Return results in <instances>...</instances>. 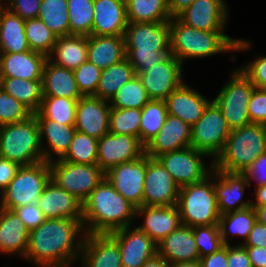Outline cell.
<instances>
[{
  "label": "cell",
  "instance_id": "cell-1",
  "mask_svg": "<svg viewBox=\"0 0 266 267\" xmlns=\"http://www.w3.org/2000/svg\"><path fill=\"white\" fill-rule=\"evenodd\" d=\"M85 235L82 219H46L30 230L25 258L37 267H71L79 260Z\"/></svg>",
  "mask_w": 266,
  "mask_h": 267
},
{
  "label": "cell",
  "instance_id": "cell-2",
  "mask_svg": "<svg viewBox=\"0 0 266 267\" xmlns=\"http://www.w3.org/2000/svg\"><path fill=\"white\" fill-rule=\"evenodd\" d=\"M136 207L126 200L106 177L83 202V226L86 234H109L134 225Z\"/></svg>",
  "mask_w": 266,
  "mask_h": 267
},
{
  "label": "cell",
  "instance_id": "cell-3",
  "mask_svg": "<svg viewBox=\"0 0 266 267\" xmlns=\"http://www.w3.org/2000/svg\"><path fill=\"white\" fill-rule=\"evenodd\" d=\"M225 31H204L185 25L177 17L170 20V50L182 64L184 60L206 58L223 52L247 51L251 43L224 34Z\"/></svg>",
  "mask_w": 266,
  "mask_h": 267
},
{
  "label": "cell",
  "instance_id": "cell-4",
  "mask_svg": "<svg viewBox=\"0 0 266 267\" xmlns=\"http://www.w3.org/2000/svg\"><path fill=\"white\" fill-rule=\"evenodd\" d=\"M126 58L136 75L163 62L170 54V21L128 22L125 31Z\"/></svg>",
  "mask_w": 266,
  "mask_h": 267
},
{
  "label": "cell",
  "instance_id": "cell-5",
  "mask_svg": "<svg viewBox=\"0 0 266 267\" xmlns=\"http://www.w3.org/2000/svg\"><path fill=\"white\" fill-rule=\"evenodd\" d=\"M266 152V125L250 124L232 130L213 168L231 173H243L257 157Z\"/></svg>",
  "mask_w": 266,
  "mask_h": 267
},
{
  "label": "cell",
  "instance_id": "cell-6",
  "mask_svg": "<svg viewBox=\"0 0 266 267\" xmlns=\"http://www.w3.org/2000/svg\"><path fill=\"white\" fill-rule=\"evenodd\" d=\"M0 156L20 166L44 161L39 124L34 114L25 121L0 127Z\"/></svg>",
  "mask_w": 266,
  "mask_h": 267
},
{
  "label": "cell",
  "instance_id": "cell-7",
  "mask_svg": "<svg viewBox=\"0 0 266 267\" xmlns=\"http://www.w3.org/2000/svg\"><path fill=\"white\" fill-rule=\"evenodd\" d=\"M176 206L181 224L190 227L218 224L221 215L213 185V171L200 182L180 187Z\"/></svg>",
  "mask_w": 266,
  "mask_h": 267
},
{
  "label": "cell",
  "instance_id": "cell-8",
  "mask_svg": "<svg viewBox=\"0 0 266 267\" xmlns=\"http://www.w3.org/2000/svg\"><path fill=\"white\" fill-rule=\"evenodd\" d=\"M50 180L49 162L21 166L7 188L0 194V207L13 210L23 205L37 203Z\"/></svg>",
  "mask_w": 266,
  "mask_h": 267
},
{
  "label": "cell",
  "instance_id": "cell-9",
  "mask_svg": "<svg viewBox=\"0 0 266 267\" xmlns=\"http://www.w3.org/2000/svg\"><path fill=\"white\" fill-rule=\"evenodd\" d=\"M254 87L251 80L237 68L213 99L231 131L251 124L248 104Z\"/></svg>",
  "mask_w": 266,
  "mask_h": 267
},
{
  "label": "cell",
  "instance_id": "cell-10",
  "mask_svg": "<svg viewBox=\"0 0 266 267\" xmlns=\"http://www.w3.org/2000/svg\"><path fill=\"white\" fill-rule=\"evenodd\" d=\"M49 165L51 181L82 203L105 177L97 164H75L59 159Z\"/></svg>",
  "mask_w": 266,
  "mask_h": 267
},
{
  "label": "cell",
  "instance_id": "cell-11",
  "mask_svg": "<svg viewBox=\"0 0 266 267\" xmlns=\"http://www.w3.org/2000/svg\"><path fill=\"white\" fill-rule=\"evenodd\" d=\"M230 132L221 109L212 100L202 117L191 127V147L214 161L223 150Z\"/></svg>",
  "mask_w": 266,
  "mask_h": 267
},
{
  "label": "cell",
  "instance_id": "cell-12",
  "mask_svg": "<svg viewBox=\"0 0 266 267\" xmlns=\"http://www.w3.org/2000/svg\"><path fill=\"white\" fill-rule=\"evenodd\" d=\"M207 154L190 147L164 153L157 157L171 174L179 187L197 183L209 176L213 170V160L209 168L204 162ZM209 169V170H208Z\"/></svg>",
  "mask_w": 266,
  "mask_h": 267
},
{
  "label": "cell",
  "instance_id": "cell-13",
  "mask_svg": "<svg viewBox=\"0 0 266 267\" xmlns=\"http://www.w3.org/2000/svg\"><path fill=\"white\" fill-rule=\"evenodd\" d=\"M143 206H173L177 204L179 185L157 158L146 155Z\"/></svg>",
  "mask_w": 266,
  "mask_h": 267
},
{
  "label": "cell",
  "instance_id": "cell-14",
  "mask_svg": "<svg viewBox=\"0 0 266 267\" xmlns=\"http://www.w3.org/2000/svg\"><path fill=\"white\" fill-rule=\"evenodd\" d=\"M145 154V146L136 136L107 133L98 139L97 165L107 173L123 162L141 158Z\"/></svg>",
  "mask_w": 266,
  "mask_h": 267
},
{
  "label": "cell",
  "instance_id": "cell-15",
  "mask_svg": "<svg viewBox=\"0 0 266 267\" xmlns=\"http://www.w3.org/2000/svg\"><path fill=\"white\" fill-rule=\"evenodd\" d=\"M146 154L136 160L123 162L105 173V177L126 200L136 208L143 206Z\"/></svg>",
  "mask_w": 266,
  "mask_h": 267
},
{
  "label": "cell",
  "instance_id": "cell-16",
  "mask_svg": "<svg viewBox=\"0 0 266 267\" xmlns=\"http://www.w3.org/2000/svg\"><path fill=\"white\" fill-rule=\"evenodd\" d=\"M183 64L172 54L163 62L138 74L150 99L165 100L183 81Z\"/></svg>",
  "mask_w": 266,
  "mask_h": 267
},
{
  "label": "cell",
  "instance_id": "cell-17",
  "mask_svg": "<svg viewBox=\"0 0 266 267\" xmlns=\"http://www.w3.org/2000/svg\"><path fill=\"white\" fill-rule=\"evenodd\" d=\"M109 235L119 246L122 267H141L157 255V243L137 226L130 225Z\"/></svg>",
  "mask_w": 266,
  "mask_h": 267
},
{
  "label": "cell",
  "instance_id": "cell-18",
  "mask_svg": "<svg viewBox=\"0 0 266 267\" xmlns=\"http://www.w3.org/2000/svg\"><path fill=\"white\" fill-rule=\"evenodd\" d=\"M229 16L225 0H195L177 18L198 30L225 31Z\"/></svg>",
  "mask_w": 266,
  "mask_h": 267
},
{
  "label": "cell",
  "instance_id": "cell-19",
  "mask_svg": "<svg viewBox=\"0 0 266 267\" xmlns=\"http://www.w3.org/2000/svg\"><path fill=\"white\" fill-rule=\"evenodd\" d=\"M212 171L220 215L251 206V200L249 202L242 200L245 188L250 186L247 177L243 173L225 172L215 168Z\"/></svg>",
  "mask_w": 266,
  "mask_h": 267
},
{
  "label": "cell",
  "instance_id": "cell-20",
  "mask_svg": "<svg viewBox=\"0 0 266 267\" xmlns=\"http://www.w3.org/2000/svg\"><path fill=\"white\" fill-rule=\"evenodd\" d=\"M109 101L95 96H82L77 102L75 129L100 139L109 133Z\"/></svg>",
  "mask_w": 266,
  "mask_h": 267
},
{
  "label": "cell",
  "instance_id": "cell-21",
  "mask_svg": "<svg viewBox=\"0 0 266 267\" xmlns=\"http://www.w3.org/2000/svg\"><path fill=\"white\" fill-rule=\"evenodd\" d=\"M191 146V126L178 117L167 115L160 131L145 146L150 158Z\"/></svg>",
  "mask_w": 266,
  "mask_h": 267
},
{
  "label": "cell",
  "instance_id": "cell-22",
  "mask_svg": "<svg viewBox=\"0 0 266 267\" xmlns=\"http://www.w3.org/2000/svg\"><path fill=\"white\" fill-rule=\"evenodd\" d=\"M79 260L82 267H122L119 246L109 234H86Z\"/></svg>",
  "mask_w": 266,
  "mask_h": 267
},
{
  "label": "cell",
  "instance_id": "cell-23",
  "mask_svg": "<svg viewBox=\"0 0 266 267\" xmlns=\"http://www.w3.org/2000/svg\"><path fill=\"white\" fill-rule=\"evenodd\" d=\"M37 204L46 219L83 218V203L51 180L44 188Z\"/></svg>",
  "mask_w": 266,
  "mask_h": 267
},
{
  "label": "cell",
  "instance_id": "cell-24",
  "mask_svg": "<svg viewBox=\"0 0 266 267\" xmlns=\"http://www.w3.org/2000/svg\"><path fill=\"white\" fill-rule=\"evenodd\" d=\"M144 217V222L137 226L157 244L181 225L179 210L173 206H140L136 215Z\"/></svg>",
  "mask_w": 266,
  "mask_h": 267
},
{
  "label": "cell",
  "instance_id": "cell-25",
  "mask_svg": "<svg viewBox=\"0 0 266 267\" xmlns=\"http://www.w3.org/2000/svg\"><path fill=\"white\" fill-rule=\"evenodd\" d=\"M211 101L185 82L165 99L168 114L180 118L191 127L202 117Z\"/></svg>",
  "mask_w": 266,
  "mask_h": 267
},
{
  "label": "cell",
  "instance_id": "cell-26",
  "mask_svg": "<svg viewBox=\"0 0 266 267\" xmlns=\"http://www.w3.org/2000/svg\"><path fill=\"white\" fill-rule=\"evenodd\" d=\"M127 23L125 0H94L92 35L124 36Z\"/></svg>",
  "mask_w": 266,
  "mask_h": 267
},
{
  "label": "cell",
  "instance_id": "cell-27",
  "mask_svg": "<svg viewBox=\"0 0 266 267\" xmlns=\"http://www.w3.org/2000/svg\"><path fill=\"white\" fill-rule=\"evenodd\" d=\"M157 255L170 264L199 260V252L192 227L181 224L157 244Z\"/></svg>",
  "mask_w": 266,
  "mask_h": 267
},
{
  "label": "cell",
  "instance_id": "cell-28",
  "mask_svg": "<svg viewBox=\"0 0 266 267\" xmlns=\"http://www.w3.org/2000/svg\"><path fill=\"white\" fill-rule=\"evenodd\" d=\"M37 121L44 161L51 162L62 159L70 148L76 131L75 124H61L47 118H37ZM43 139L44 141L46 139L47 147L46 145L43 147Z\"/></svg>",
  "mask_w": 266,
  "mask_h": 267
},
{
  "label": "cell",
  "instance_id": "cell-29",
  "mask_svg": "<svg viewBox=\"0 0 266 267\" xmlns=\"http://www.w3.org/2000/svg\"><path fill=\"white\" fill-rule=\"evenodd\" d=\"M47 57L31 50L21 53H0L1 77L42 80Z\"/></svg>",
  "mask_w": 266,
  "mask_h": 267
},
{
  "label": "cell",
  "instance_id": "cell-30",
  "mask_svg": "<svg viewBox=\"0 0 266 267\" xmlns=\"http://www.w3.org/2000/svg\"><path fill=\"white\" fill-rule=\"evenodd\" d=\"M29 229L13 210L0 207V253L25 258Z\"/></svg>",
  "mask_w": 266,
  "mask_h": 267
},
{
  "label": "cell",
  "instance_id": "cell-31",
  "mask_svg": "<svg viewBox=\"0 0 266 267\" xmlns=\"http://www.w3.org/2000/svg\"><path fill=\"white\" fill-rule=\"evenodd\" d=\"M87 60L101 70L126 58L124 36H87Z\"/></svg>",
  "mask_w": 266,
  "mask_h": 267
},
{
  "label": "cell",
  "instance_id": "cell-32",
  "mask_svg": "<svg viewBox=\"0 0 266 267\" xmlns=\"http://www.w3.org/2000/svg\"><path fill=\"white\" fill-rule=\"evenodd\" d=\"M43 96L79 100L82 95L77 88L73 70L57 66L46 60L42 75Z\"/></svg>",
  "mask_w": 266,
  "mask_h": 267
},
{
  "label": "cell",
  "instance_id": "cell-33",
  "mask_svg": "<svg viewBox=\"0 0 266 267\" xmlns=\"http://www.w3.org/2000/svg\"><path fill=\"white\" fill-rule=\"evenodd\" d=\"M87 54V36L67 35L57 37L47 59L57 66L75 70L87 61Z\"/></svg>",
  "mask_w": 266,
  "mask_h": 267
},
{
  "label": "cell",
  "instance_id": "cell-34",
  "mask_svg": "<svg viewBox=\"0 0 266 267\" xmlns=\"http://www.w3.org/2000/svg\"><path fill=\"white\" fill-rule=\"evenodd\" d=\"M25 21L0 5V53L31 50L25 35Z\"/></svg>",
  "mask_w": 266,
  "mask_h": 267
},
{
  "label": "cell",
  "instance_id": "cell-35",
  "mask_svg": "<svg viewBox=\"0 0 266 267\" xmlns=\"http://www.w3.org/2000/svg\"><path fill=\"white\" fill-rule=\"evenodd\" d=\"M1 88L33 113L39 110L43 98L42 80L1 77Z\"/></svg>",
  "mask_w": 266,
  "mask_h": 267
},
{
  "label": "cell",
  "instance_id": "cell-36",
  "mask_svg": "<svg viewBox=\"0 0 266 267\" xmlns=\"http://www.w3.org/2000/svg\"><path fill=\"white\" fill-rule=\"evenodd\" d=\"M256 221V213L252 206L221 215L218 226L224 245H229L228 241L232 239L229 237L230 234L242 237L245 243Z\"/></svg>",
  "mask_w": 266,
  "mask_h": 267
},
{
  "label": "cell",
  "instance_id": "cell-37",
  "mask_svg": "<svg viewBox=\"0 0 266 267\" xmlns=\"http://www.w3.org/2000/svg\"><path fill=\"white\" fill-rule=\"evenodd\" d=\"M136 76L127 58L103 69L95 97L110 101L122 85Z\"/></svg>",
  "mask_w": 266,
  "mask_h": 267
},
{
  "label": "cell",
  "instance_id": "cell-38",
  "mask_svg": "<svg viewBox=\"0 0 266 267\" xmlns=\"http://www.w3.org/2000/svg\"><path fill=\"white\" fill-rule=\"evenodd\" d=\"M128 22L155 23L170 21L166 0H125Z\"/></svg>",
  "mask_w": 266,
  "mask_h": 267
},
{
  "label": "cell",
  "instance_id": "cell-39",
  "mask_svg": "<svg viewBox=\"0 0 266 267\" xmlns=\"http://www.w3.org/2000/svg\"><path fill=\"white\" fill-rule=\"evenodd\" d=\"M78 100L43 96L41 106L34 112L36 118H47L61 124H75Z\"/></svg>",
  "mask_w": 266,
  "mask_h": 267
},
{
  "label": "cell",
  "instance_id": "cell-40",
  "mask_svg": "<svg viewBox=\"0 0 266 267\" xmlns=\"http://www.w3.org/2000/svg\"><path fill=\"white\" fill-rule=\"evenodd\" d=\"M37 18L57 37L70 35L67 0H42Z\"/></svg>",
  "mask_w": 266,
  "mask_h": 267
},
{
  "label": "cell",
  "instance_id": "cell-41",
  "mask_svg": "<svg viewBox=\"0 0 266 267\" xmlns=\"http://www.w3.org/2000/svg\"><path fill=\"white\" fill-rule=\"evenodd\" d=\"M168 115L165 100L151 99L141 109L140 142L146 146L160 131Z\"/></svg>",
  "mask_w": 266,
  "mask_h": 267
},
{
  "label": "cell",
  "instance_id": "cell-42",
  "mask_svg": "<svg viewBox=\"0 0 266 267\" xmlns=\"http://www.w3.org/2000/svg\"><path fill=\"white\" fill-rule=\"evenodd\" d=\"M70 35H92L94 0H67Z\"/></svg>",
  "mask_w": 266,
  "mask_h": 267
},
{
  "label": "cell",
  "instance_id": "cell-43",
  "mask_svg": "<svg viewBox=\"0 0 266 267\" xmlns=\"http://www.w3.org/2000/svg\"><path fill=\"white\" fill-rule=\"evenodd\" d=\"M150 100L151 99L149 98L140 78L136 75L130 81L121 86V88L109 101V104L114 108L142 109V107Z\"/></svg>",
  "mask_w": 266,
  "mask_h": 267
},
{
  "label": "cell",
  "instance_id": "cell-44",
  "mask_svg": "<svg viewBox=\"0 0 266 267\" xmlns=\"http://www.w3.org/2000/svg\"><path fill=\"white\" fill-rule=\"evenodd\" d=\"M24 29L31 51L48 57L57 41V35L38 18L26 20Z\"/></svg>",
  "mask_w": 266,
  "mask_h": 267
},
{
  "label": "cell",
  "instance_id": "cell-45",
  "mask_svg": "<svg viewBox=\"0 0 266 267\" xmlns=\"http://www.w3.org/2000/svg\"><path fill=\"white\" fill-rule=\"evenodd\" d=\"M98 139L75 131L70 148L62 158L75 164H97Z\"/></svg>",
  "mask_w": 266,
  "mask_h": 267
},
{
  "label": "cell",
  "instance_id": "cell-46",
  "mask_svg": "<svg viewBox=\"0 0 266 267\" xmlns=\"http://www.w3.org/2000/svg\"><path fill=\"white\" fill-rule=\"evenodd\" d=\"M141 109L110 108L109 133L136 136L140 140Z\"/></svg>",
  "mask_w": 266,
  "mask_h": 267
},
{
  "label": "cell",
  "instance_id": "cell-47",
  "mask_svg": "<svg viewBox=\"0 0 266 267\" xmlns=\"http://www.w3.org/2000/svg\"><path fill=\"white\" fill-rule=\"evenodd\" d=\"M199 257L210 255L224 246L218 224L192 227Z\"/></svg>",
  "mask_w": 266,
  "mask_h": 267
},
{
  "label": "cell",
  "instance_id": "cell-48",
  "mask_svg": "<svg viewBox=\"0 0 266 267\" xmlns=\"http://www.w3.org/2000/svg\"><path fill=\"white\" fill-rule=\"evenodd\" d=\"M33 112L0 88V126L27 120Z\"/></svg>",
  "mask_w": 266,
  "mask_h": 267
},
{
  "label": "cell",
  "instance_id": "cell-49",
  "mask_svg": "<svg viewBox=\"0 0 266 267\" xmlns=\"http://www.w3.org/2000/svg\"><path fill=\"white\" fill-rule=\"evenodd\" d=\"M73 73L81 95L94 96L97 91L102 70L87 60L77 69L73 70Z\"/></svg>",
  "mask_w": 266,
  "mask_h": 267
},
{
  "label": "cell",
  "instance_id": "cell-50",
  "mask_svg": "<svg viewBox=\"0 0 266 267\" xmlns=\"http://www.w3.org/2000/svg\"><path fill=\"white\" fill-rule=\"evenodd\" d=\"M251 124L266 125V88L254 87L248 104Z\"/></svg>",
  "mask_w": 266,
  "mask_h": 267
},
{
  "label": "cell",
  "instance_id": "cell-51",
  "mask_svg": "<svg viewBox=\"0 0 266 267\" xmlns=\"http://www.w3.org/2000/svg\"><path fill=\"white\" fill-rule=\"evenodd\" d=\"M239 68L256 88H266V56L259 54L255 60Z\"/></svg>",
  "mask_w": 266,
  "mask_h": 267
},
{
  "label": "cell",
  "instance_id": "cell-52",
  "mask_svg": "<svg viewBox=\"0 0 266 267\" xmlns=\"http://www.w3.org/2000/svg\"><path fill=\"white\" fill-rule=\"evenodd\" d=\"M6 3L5 8L26 21L38 17L42 0H8Z\"/></svg>",
  "mask_w": 266,
  "mask_h": 267
},
{
  "label": "cell",
  "instance_id": "cell-53",
  "mask_svg": "<svg viewBox=\"0 0 266 267\" xmlns=\"http://www.w3.org/2000/svg\"><path fill=\"white\" fill-rule=\"evenodd\" d=\"M17 216L30 230L40 226L45 220V216L37 203H30L13 209Z\"/></svg>",
  "mask_w": 266,
  "mask_h": 267
},
{
  "label": "cell",
  "instance_id": "cell-54",
  "mask_svg": "<svg viewBox=\"0 0 266 267\" xmlns=\"http://www.w3.org/2000/svg\"><path fill=\"white\" fill-rule=\"evenodd\" d=\"M243 174L247 177L249 185L251 180L256 181V187L266 185V152L259 155Z\"/></svg>",
  "mask_w": 266,
  "mask_h": 267
},
{
  "label": "cell",
  "instance_id": "cell-55",
  "mask_svg": "<svg viewBox=\"0 0 266 267\" xmlns=\"http://www.w3.org/2000/svg\"><path fill=\"white\" fill-rule=\"evenodd\" d=\"M227 265L228 267H252L243 244L227 245Z\"/></svg>",
  "mask_w": 266,
  "mask_h": 267
},
{
  "label": "cell",
  "instance_id": "cell-56",
  "mask_svg": "<svg viewBox=\"0 0 266 267\" xmlns=\"http://www.w3.org/2000/svg\"><path fill=\"white\" fill-rule=\"evenodd\" d=\"M20 167L21 166L17 162L10 161L0 156V193L7 188Z\"/></svg>",
  "mask_w": 266,
  "mask_h": 267
},
{
  "label": "cell",
  "instance_id": "cell-57",
  "mask_svg": "<svg viewBox=\"0 0 266 267\" xmlns=\"http://www.w3.org/2000/svg\"><path fill=\"white\" fill-rule=\"evenodd\" d=\"M244 246L265 247L266 248V226L259 221L254 223Z\"/></svg>",
  "mask_w": 266,
  "mask_h": 267
},
{
  "label": "cell",
  "instance_id": "cell-58",
  "mask_svg": "<svg viewBox=\"0 0 266 267\" xmlns=\"http://www.w3.org/2000/svg\"><path fill=\"white\" fill-rule=\"evenodd\" d=\"M201 267H228L227 265V245L216 252L199 259Z\"/></svg>",
  "mask_w": 266,
  "mask_h": 267
},
{
  "label": "cell",
  "instance_id": "cell-59",
  "mask_svg": "<svg viewBox=\"0 0 266 267\" xmlns=\"http://www.w3.org/2000/svg\"><path fill=\"white\" fill-rule=\"evenodd\" d=\"M252 267H266V248L245 246Z\"/></svg>",
  "mask_w": 266,
  "mask_h": 267
},
{
  "label": "cell",
  "instance_id": "cell-60",
  "mask_svg": "<svg viewBox=\"0 0 266 267\" xmlns=\"http://www.w3.org/2000/svg\"><path fill=\"white\" fill-rule=\"evenodd\" d=\"M195 0H170L168 2V10L171 17H177Z\"/></svg>",
  "mask_w": 266,
  "mask_h": 267
},
{
  "label": "cell",
  "instance_id": "cell-61",
  "mask_svg": "<svg viewBox=\"0 0 266 267\" xmlns=\"http://www.w3.org/2000/svg\"><path fill=\"white\" fill-rule=\"evenodd\" d=\"M254 194L255 203L252 202L251 206H266V185L257 187Z\"/></svg>",
  "mask_w": 266,
  "mask_h": 267
},
{
  "label": "cell",
  "instance_id": "cell-62",
  "mask_svg": "<svg viewBox=\"0 0 266 267\" xmlns=\"http://www.w3.org/2000/svg\"><path fill=\"white\" fill-rule=\"evenodd\" d=\"M141 267H170V263L164 258L156 255L152 259L146 261Z\"/></svg>",
  "mask_w": 266,
  "mask_h": 267
},
{
  "label": "cell",
  "instance_id": "cell-63",
  "mask_svg": "<svg viewBox=\"0 0 266 267\" xmlns=\"http://www.w3.org/2000/svg\"><path fill=\"white\" fill-rule=\"evenodd\" d=\"M256 213V219L266 226V206H252Z\"/></svg>",
  "mask_w": 266,
  "mask_h": 267
},
{
  "label": "cell",
  "instance_id": "cell-64",
  "mask_svg": "<svg viewBox=\"0 0 266 267\" xmlns=\"http://www.w3.org/2000/svg\"><path fill=\"white\" fill-rule=\"evenodd\" d=\"M170 267H201L199 260L191 262H175L170 264Z\"/></svg>",
  "mask_w": 266,
  "mask_h": 267
},
{
  "label": "cell",
  "instance_id": "cell-65",
  "mask_svg": "<svg viewBox=\"0 0 266 267\" xmlns=\"http://www.w3.org/2000/svg\"><path fill=\"white\" fill-rule=\"evenodd\" d=\"M2 1L7 2L8 0H0V5H3L5 3V2H2Z\"/></svg>",
  "mask_w": 266,
  "mask_h": 267
}]
</instances>
